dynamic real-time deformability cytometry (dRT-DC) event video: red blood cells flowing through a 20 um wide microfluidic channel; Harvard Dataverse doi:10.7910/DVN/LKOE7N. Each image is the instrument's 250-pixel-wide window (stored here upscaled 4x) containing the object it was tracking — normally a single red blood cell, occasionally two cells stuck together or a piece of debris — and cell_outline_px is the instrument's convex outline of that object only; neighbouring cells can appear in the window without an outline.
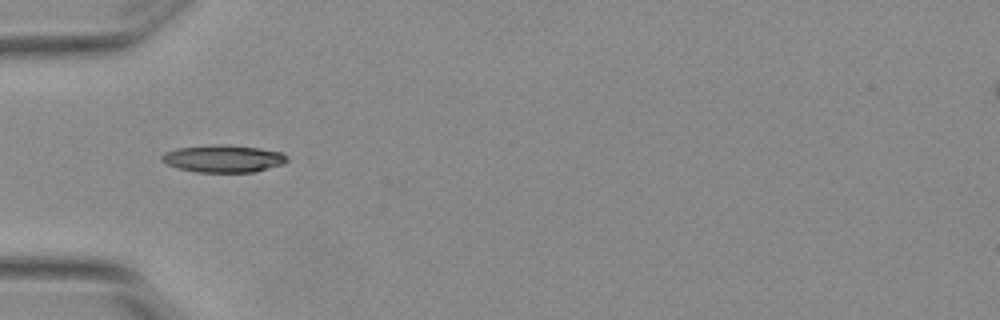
{"species": "Egyptian fruit bat (a non-hibernating species)", "species_latin": "Rousettus aegyptiacus", "temperature_condition": "warm", "stored_images_in_passage": 4, "camera_frame_rate_fps": 3000, "um_per_image_px": 0.085, "animal": {"sex": "female"}, "frame": {"image": 1, "passage_image": 3, "time_ms": 0.667, "image_size_px": [1000, 320], "cell_outline_px": [[288, 160], [284, 164], [252, 172], [196, 172], [180, 168], [168, 164], [160, 160], [160, 156], [164, 152], [176, 148], [212, 144], [228, 144], [260, 148], [280, 152], [288, 156]], "centroid_in_image_um": [18.97, 13.47], "position_along_channel_um": 66.0, "area_um2": 20.11}}
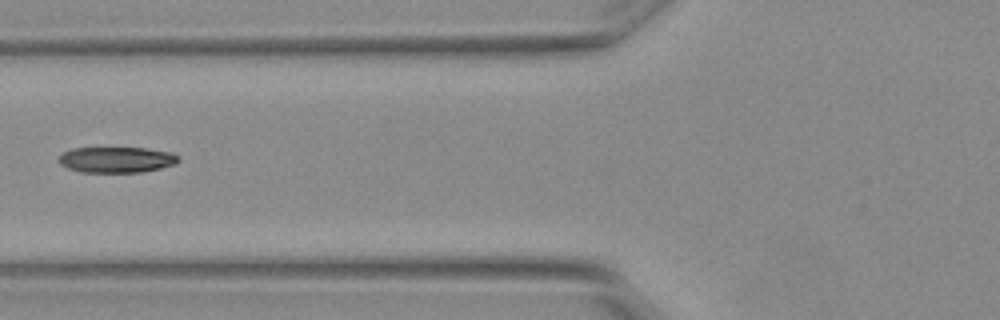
{"frame": {"image": 2, "passage_image": 4, "time_ms": 1.0, "image_size_px": [1000, 320], "cell_outline_px": [[180, 160], [176, 164], [160, 168], [140, 172], [80, 172], [68, 168], [60, 164], [56, 160], [60, 152], [72, 148], [144, 148], [172, 152], [180, 156]], "centroid_in_image_um": [9.87, 13.57], "position_along_channel_um": 115.9, "area_um2": 18.26}}